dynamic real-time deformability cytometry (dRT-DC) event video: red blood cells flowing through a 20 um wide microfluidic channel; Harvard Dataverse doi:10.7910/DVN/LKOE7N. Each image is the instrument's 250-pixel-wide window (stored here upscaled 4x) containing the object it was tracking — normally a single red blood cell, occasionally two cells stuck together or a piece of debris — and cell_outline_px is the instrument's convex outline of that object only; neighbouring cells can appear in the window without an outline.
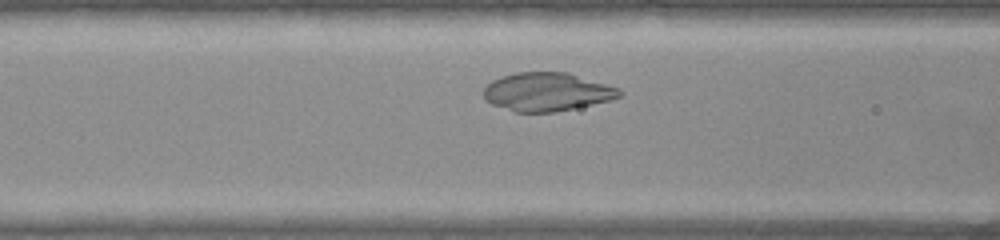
{"species": "common noctule bat (a hibernating species)", "species_latin": "Nyctalus noctula", "temperature_condition": "warm", "stored_images_in_passage": 31, "camera_frame_rate_fps": 3000, "um_per_image_px": 0.085, "animal": {"sex": "female", "body_mass_g": 22.0, "forearm_length_mm": 56.7}, "frame": {"image": 1, "passage_image": 9, "time_ms": 2.667, "image_size_px": [1000, 240], "cell_outline_px": [[620, 96], [608, 100], [592, 104], [556, 112], [516, 112], [492, 104], [484, 100], [484, 88], [492, 80], [500, 76], [516, 72], [568, 72], [620, 88]], "centroid_in_image_um": [46.46, 7.8], "position_along_channel_um": 120.1, "area_um2": 30.35}}
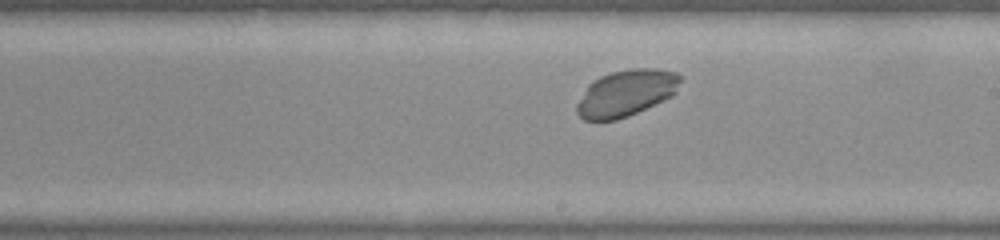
{"frame": {"image": 2, "passage_image": 18, "time_ms": 5.667, "image_size_px": [1000, 240], "cell_outline_px": [[680, 80], [676, 92], [672, 96], [628, 116], [616, 120], [584, 120], [576, 112], [576, 104], [588, 84], [592, 80], [600, 76], [612, 72], [632, 68], [656, 68], [676, 72], [680, 76]], "centroid_in_image_um": [53.2, 7.9], "position_along_channel_um": 235.8, "area_um2": 27.98}}
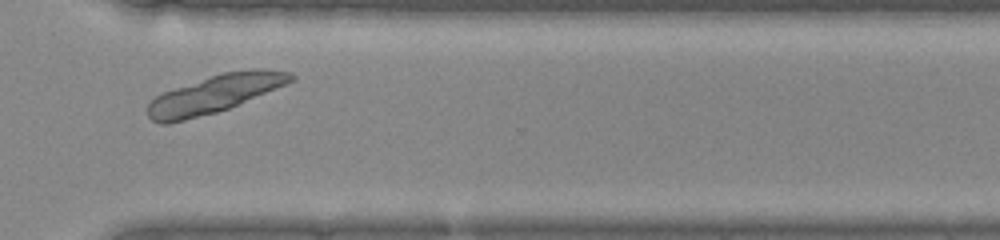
{"frame": {"image": 3, "passage_image": 27, "time_ms": 8.667, "image_size_px": [1000, 240], "cell_outline_px": [[296, 80], [228, 108], [216, 112], [168, 124], [160, 124], [152, 120], [148, 116], [148, 104], [160, 92], [224, 72], [264, 68], [292, 72], [296, 76]], "centroid_in_image_um": [18.26, 7.98], "position_along_channel_um": 352.3, "area_um2": 31.33}, "authors_computed_cell_mechanics": {"area_um2": 29.6514, "velocity_mm_per_s": 3.8619, "shape_relaxation_time_tau1_ms": 4.0077, "shape_relaxation_time_tau2_ms": null, "deformation_change_tau1": 0.3006, "deformation_change_tau2": null}}